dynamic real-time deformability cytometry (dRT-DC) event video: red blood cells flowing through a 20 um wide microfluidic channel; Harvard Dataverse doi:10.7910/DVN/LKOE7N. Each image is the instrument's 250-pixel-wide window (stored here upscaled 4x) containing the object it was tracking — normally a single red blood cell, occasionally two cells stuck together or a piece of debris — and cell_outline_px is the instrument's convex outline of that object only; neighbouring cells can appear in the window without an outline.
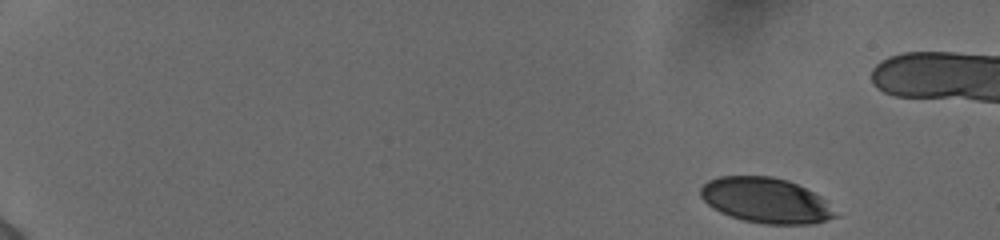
{"species": "human", "species_latin": "Homo sapiens", "temperature_condition": "cold", "stored_images_in_passage": 48, "camera_frame_rate_fps": 3000, "um_per_image_px": 0.085, "donor": {"sex": "female"}, "frame": {"image": 1, "passage_image": 1, "time_ms": 0.0, "image_size_px": [1000, 240], "cell_outline_px": [[840, 216], [812, 224], [764, 224], [744, 220], [720, 212], [712, 208], [700, 196], [700, 188], [708, 180], [720, 176], [772, 176], [788, 180], [820, 196]], "centroid_in_image_um": [65.08, 17.03], "position_along_channel_um": 19.9, "area_um2": 35.37}}
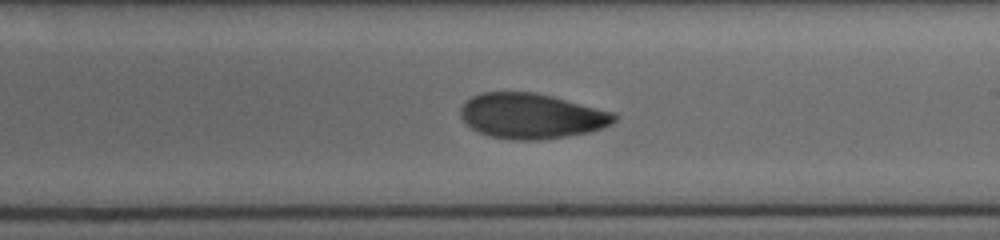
{"frame": {"image": 2, "passage_image": 31, "time_ms": 10.0, "image_size_px": [1000, 240], "cell_outline_px": [[616, 120], [612, 124], [604, 128], [592, 132], [568, 136], [540, 140], [512, 140], [488, 136], [472, 128], [460, 116], [460, 108], [472, 96], [484, 92], [536, 92], [616, 112]], "centroid_in_image_um": [45.23, 9.86], "position_along_channel_um": 243.8, "area_um2": 40.81}}
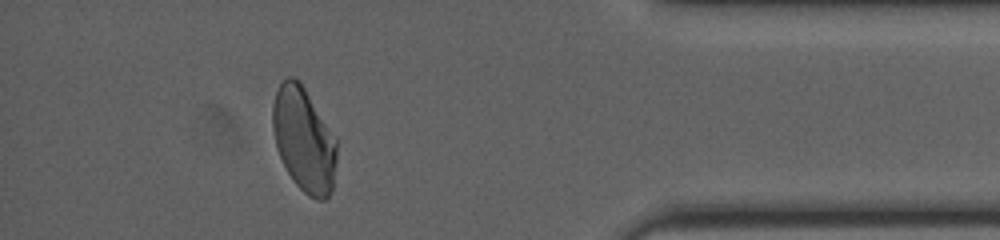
{"frame": {"image": 3, "passage_image": 46, "time_ms": 15.0, "image_size_px": [1000, 240], "cell_outline_px": [[336, 160], [332, 188], [328, 196], [324, 200], [316, 200], [308, 196], [292, 180], [276, 148], [272, 128], [272, 104], [276, 92], [280, 84], [288, 76], [292, 76], [300, 80], [336, 136]], "centroid_in_image_um": [25.82, 11.84], "position_along_channel_um": 409.4, "area_um2": 39.19}}